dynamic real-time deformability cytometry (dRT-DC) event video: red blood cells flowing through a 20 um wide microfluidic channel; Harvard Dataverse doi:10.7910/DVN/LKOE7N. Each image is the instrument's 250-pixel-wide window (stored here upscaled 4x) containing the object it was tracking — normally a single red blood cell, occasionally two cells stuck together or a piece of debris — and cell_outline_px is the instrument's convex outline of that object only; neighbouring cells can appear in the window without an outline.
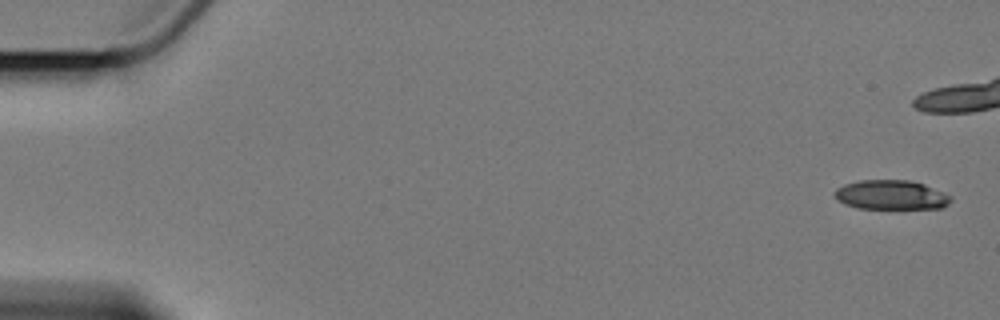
{"species": "Egyptian fruit bat (a non-hibernating species)", "species_latin": "Rousettus aegyptiacus", "temperature_condition": "cold", "stored_images_in_passage": 6, "camera_frame_rate_fps": 3000, "um_per_image_px": 0.085, "animal": {"sex": "female"}, "frame": {"image": 1, "passage_image": 1, "time_ms": 0.0, "image_size_px": [1000, 320], "cell_outline_px": [[952, 200], [944, 208], [856, 208], [844, 204], [832, 192], [836, 188], [844, 184], [860, 180], [908, 180], [924, 184], [952, 196]], "centroid_in_image_um": [75.74, 16.56], "position_along_channel_um": 9.3, "area_um2": 19.88}}